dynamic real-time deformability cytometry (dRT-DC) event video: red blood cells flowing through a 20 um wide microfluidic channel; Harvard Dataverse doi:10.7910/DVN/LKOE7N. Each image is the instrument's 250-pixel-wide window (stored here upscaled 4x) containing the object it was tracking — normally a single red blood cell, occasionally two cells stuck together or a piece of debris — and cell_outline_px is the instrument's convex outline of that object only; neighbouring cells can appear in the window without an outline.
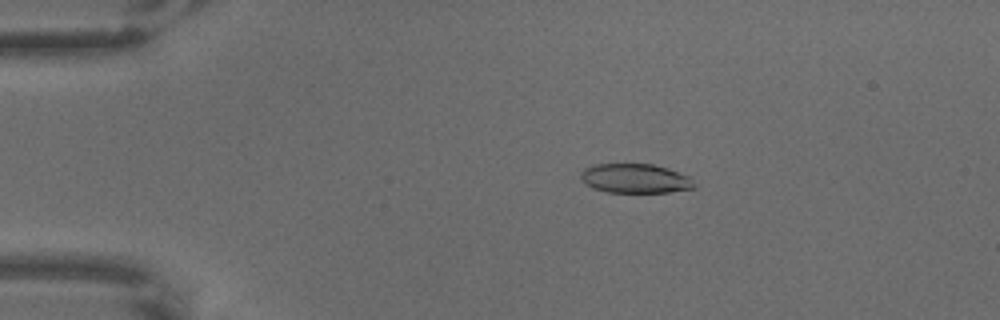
{"species": "common noctule bat (a hibernating species)", "species_latin": "Nyctalus noctula", "temperature_condition": "warm", "stored_images_in_passage": 6, "camera_frame_rate_fps": 3000, "um_per_image_px": 0.085, "animal": {"sex": "male", "body_mass_g": 18.8}, "frame": {"image": 1, "passage_image": 4, "time_ms": 1.0, "image_size_px": [1000, 320], "cell_outline_px": [[696, 188], [668, 192], [608, 192], [592, 188], [584, 184], [580, 180], [580, 172], [584, 168], [592, 164], [652, 164], [668, 168], [692, 176], [696, 184]], "centroid_in_image_um": [54.0, 15.16], "position_along_channel_um": 31.0, "area_um2": 19.83}}
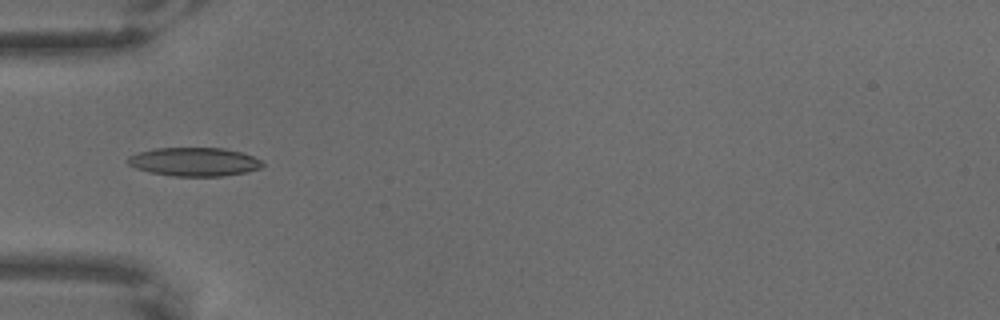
{"frame": {"image": 2, "passage_image": 6, "time_ms": 1.667, "image_size_px": [1000, 320], "cell_outline_px": [[264, 164], [260, 168], [244, 172], [224, 176], [172, 176], [148, 172], [136, 168], [128, 164], [128, 156], [140, 152], [156, 148], [224, 148], [240, 152], [252, 156], [260, 160]], "centroid_in_image_um": [16.49, 13.76], "position_along_channel_um": 68.5, "area_um2": 22.31}}